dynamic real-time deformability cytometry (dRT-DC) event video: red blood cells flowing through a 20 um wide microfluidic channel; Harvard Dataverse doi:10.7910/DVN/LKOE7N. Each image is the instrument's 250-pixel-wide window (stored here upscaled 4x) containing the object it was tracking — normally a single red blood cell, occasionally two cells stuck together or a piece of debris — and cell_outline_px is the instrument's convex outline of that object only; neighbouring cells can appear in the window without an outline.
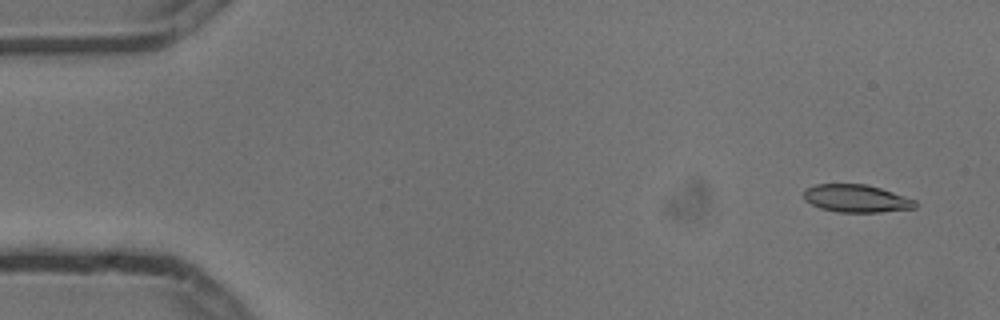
{"species": "common noctule bat (a hibernating species)", "species_latin": "Nyctalus noctula", "temperature_condition": "cold", "stored_images_in_passage": 5, "camera_frame_rate_fps": 3000, "um_per_image_px": 0.085, "animal": {"sex": "male", "body_mass_g": 13.3}, "frame": {"image": 1, "passage_image": 1, "time_ms": 0.0, "image_size_px": [1000, 320], "cell_outline_px": [[916, 208], [880, 212], [836, 212], [820, 208], [804, 200], [804, 188], [816, 184], [868, 184], [916, 200]], "centroid_in_image_um": [72.76, 16.87], "position_along_channel_um": 12.2, "area_um2": 18.03}}